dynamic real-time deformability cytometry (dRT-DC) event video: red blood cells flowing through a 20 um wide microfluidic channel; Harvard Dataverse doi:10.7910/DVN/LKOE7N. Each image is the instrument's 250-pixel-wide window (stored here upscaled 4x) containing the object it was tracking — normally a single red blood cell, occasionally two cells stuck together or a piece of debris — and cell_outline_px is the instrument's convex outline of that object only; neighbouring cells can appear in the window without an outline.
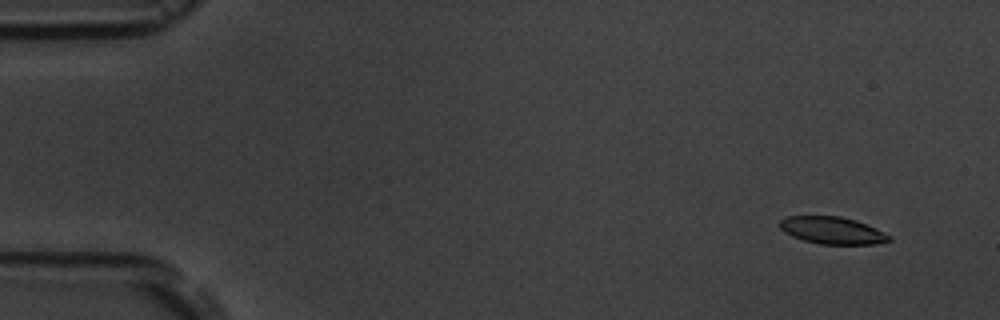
{"species": "common noctule bat (a hibernating species)", "species_latin": "Nyctalus noctula", "temperature_condition": "room temperature", "stored_images_in_passage": 4, "camera_frame_rate_fps": 3000, "um_per_image_px": 0.085, "animal": {"sex": "male", "body_mass_g": 19.5, "forearm_length_mm": 54.6}, "frame": {"image": 1, "passage_image": 1, "time_ms": 0.0, "image_size_px": [1000, 320], "cell_outline_px": [[892, 240], [876, 244], [820, 244], [804, 240], [792, 236], [784, 232], [780, 228], [780, 220], [788, 216], [840, 216], [856, 220], [876, 228], [892, 236]], "centroid_in_image_um": [70.77, 19.58], "position_along_channel_um": 14.2, "area_um2": 17.34}}
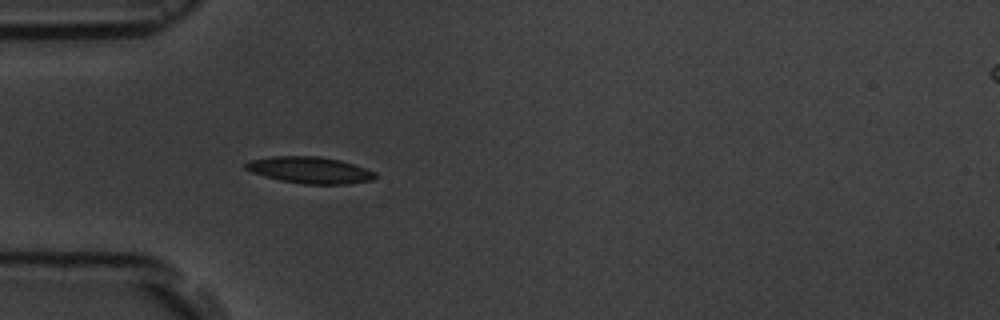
{"frame": {"image": 2, "passage_image": 4, "time_ms": 4.333, "image_size_px": [1000, 320], "cell_outline_px": [[376, 176], [372, 180], [348, 184], [304, 184], [280, 180], [252, 172], [244, 168], [244, 164], [248, 160], [272, 156], [320, 156], [340, 160], [376, 172]], "centroid_in_image_um": [26.32, 14.45], "position_along_channel_um": 58.7, "area_um2": 20.0}}